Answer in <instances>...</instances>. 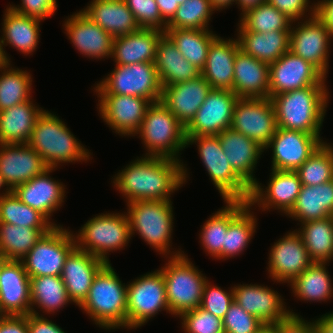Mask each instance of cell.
Instances as JSON below:
<instances>
[{"instance_id":"1","label":"cell","mask_w":333,"mask_h":333,"mask_svg":"<svg viewBox=\"0 0 333 333\" xmlns=\"http://www.w3.org/2000/svg\"><path fill=\"white\" fill-rule=\"evenodd\" d=\"M184 163L165 157L141 156L113 178V183L127 203L136 201H171L172 193L186 184Z\"/></svg>"},{"instance_id":"2","label":"cell","mask_w":333,"mask_h":333,"mask_svg":"<svg viewBox=\"0 0 333 333\" xmlns=\"http://www.w3.org/2000/svg\"><path fill=\"white\" fill-rule=\"evenodd\" d=\"M270 99L278 128L309 133L324 143L320 131L329 103L327 86H308L272 96Z\"/></svg>"},{"instance_id":"3","label":"cell","mask_w":333,"mask_h":333,"mask_svg":"<svg viewBox=\"0 0 333 333\" xmlns=\"http://www.w3.org/2000/svg\"><path fill=\"white\" fill-rule=\"evenodd\" d=\"M111 263L95 275L87 298L79 306L103 329L126 328L127 284L122 283Z\"/></svg>"},{"instance_id":"4","label":"cell","mask_w":333,"mask_h":333,"mask_svg":"<svg viewBox=\"0 0 333 333\" xmlns=\"http://www.w3.org/2000/svg\"><path fill=\"white\" fill-rule=\"evenodd\" d=\"M27 144L41 156L47 168L57 169L60 163L88 161L92 155L64 121L47 110L37 118Z\"/></svg>"},{"instance_id":"5","label":"cell","mask_w":333,"mask_h":333,"mask_svg":"<svg viewBox=\"0 0 333 333\" xmlns=\"http://www.w3.org/2000/svg\"><path fill=\"white\" fill-rule=\"evenodd\" d=\"M172 201H136L127 203L131 237L137 233L164 257L179 256L183 251H170L173 232ZM173 254V255H172Z\"/></svg>"},{"instance_id":"6","label":"cell","mask_w":333,"mask_h":333,"mask_svg":"<svg viewBox=\"0 0 333 333\" xmlns=\"http://www.w3.org/2000/svg\"><path fill=\"white\" fill-rule=\"evenodd\" d=\"M137 134L147 148L145 156L182 161L179 151L187 148L185 127L162 102L148 107Z\"/></svg>"},{"instance_id":"7","label":"cell","mask_w":333,"mask_h":333,"mask_svg":"<svg viewBox=\"0 0 333 333\" xmlns=\"http://www.w3.org/2000/svg\"><path fill=\"white\" fill-rule=\"evenodd\" d=\"M168 257V262L160 270L164 276L170 314L178 317L201 305L203 288L208 279L185 253Z\"/></svg>"},{"instance_id":"8","label":"cell","mask_w":333,"mask_h":333,"mask_svg":"<svg viewBox=\"0 0 333 333\" xmlns=\"http://www.w3.org/2000/svg\"><path fill=\"white\" fill-rule=\"evenodd\" d=\"M74 233L76 247L110 263L107 254L123 249L131 239L126 213H102L88 220Z\"/></svg>"},{"instance_id":"9","label":"cell","mask_w":333,"mask_h":333,"mask_svg":"<svg viewBox=\"0 0 333 333\" xmlns=\"http://www.w3.org/2000/svg\"><path fill=\"white\" fill-rule=\"evenodd\" d=\"M114 70L94 87L96 95H128L159 102L162 86L154 62L115 64Z\"/></svg>"},{"instance_id":"10","label":"cell","mask_w":333,"mask_h":333,"mask_svg":"<svg viewBox=\"0 0 333 333\" xmlns=\"http://www.w3.org/2000/svg\"><path fill=\"white\" fill-rule=\"evenodd\" d=\"M187 147L198 144L203 165L224 201H248L251 188L234 172L218 135L186 137Z\"/></svg>"},{"instance_id":"11","label":"cell","mask_w":333,"mask_h":333,"mask_svg":"<svg viewBox=\"0 0 333 333\" xmlns=\"http://www.w3.org/2000/svg\"><path fill=\"white\" fill-rule=\"evenodd\" d=\"M127 329L145 325L158 312L170 313L161 270L148 272L127 283Z\"/></svg>"},{"instance_id":"12","label":"cell","mask_w":333,"mask_h":333,"mask_svg":"<svg viewBox=\"0 0 333 333\" xmlns=\"http://www.w3.org/2000/svg\"><path fill=\"white\" fill-rule=\"evenodd\" d=\"M75 247L73 232L63 226L53 227L22 259L25 271L30 278L61 276L65 260Z\"/></svg>"},{"instance_id":"13","label":"cell","mask_w":333,"mask_h":333,"mask_svg":"<svg viewBox=\"0 0 333 333\" xmlns=\"http://www.w3.org/2000/svg\"><path fill=\"white\" fill-rule=\"evenodd\" d=\"M231 128L265 149L278 128L271 99L238 98L234 106Z\"/></svg>"},{"instance_id":"14","label":"cell","mask_w":333,"mask_h":333,"mask_svg":"<svg viewBox=\"0 0 333 333\" xmlns=\"http://www.w3.org/2000/svg\"><path fill=\"white\" fill-rule=\"evenodd\" d=\"M238 98L232 90L211 89L194 118L185 127V136L219 135L230 128Z\"/></svg>"},{"instance_id":"15","label":"cell","mask_w":333,"mask_h":333,"mask_svg":"<svg viewBox=\"0 0 333 333\" xmlns=\"http://www.w3.org/2000/svg\"><path fill=\"white\" fill-rule=\"evenodd\" d=\"M269 73V98L308 86H326L327 77L312 63L291 51L270 64Z\"/></svg>"},{"instance_id":"16","label":"cell","mask_w":333,"mask_h":333,"mask_svg":"<svg viewBox=\"0 0 333 333\" xmlns=\"http://www.w3.org/2000/svg\"><path fill=\"white\" fill-rule=\"evenodd\" d=\"M331 40L332 35L314 15L301 20L295 27L292 23L289 51L312 63L327 77Z\"/></svg>"},{"instance_id":"17","label":"cell","mask_w":333,"mask_h":333,"mask_svg":"<svg viewBox=\"0 0 333 333\" xmlns=\"http://www.w3.org/2000/svg\"><path fill=\"white\" fill-rule=\"evenodd\" d=\"M322 143L315 135L277 128L264 150L272 148L271 170L296 171Z\"/></svg>"},{"instance_id":"18","label":"cell","mask_w":333,"mask_h":333,"mask_svg":"<svg viewBox=\"0 0 333 333\" xmlns=\"http://www.w3.org/2000/svg\"><path fill=\"white\" fill-rule=\"evenodd\" d=\"M101 118L116 134L135 136L140 129L149 100L128 95H97Z\"/></svg>"},{"instance_id":"19","label":"cell","mask_w":333,"mask_h":333,"mask_svg":"<svg viewBox=\"0 0 333 333\" xmlns=\"http://www.w3.org/2000/svg\"><path fill=\"white\" fill-rule=\"evenodd\" d=\"M268 259L269 277L278 283H290L313 263L296 230L274 243Z\"/></svg>"},{"instance_id":"20","label":"cell","mask_w":333,"mask_h":333,"mask_svg":"<svg viewBox=\"0 0 333 333\" xmlns=\"http://www.w3.org/2000/svg\"><path fill=\"white\" fill-rule=\"evenodd\" d=\"M271 171L265 189L259 181L251 188L248 204L251 207L257 204L262 211L272 208L287 215L295 205L302 183L296 171Z\"/></svg>"},{"instance_id":"21","label":"cell","mask_w":333,"mask_h":333,"mask_svg":"<svg viewBox=\"0 0 333 333\" xmlns=\"http://www.w3.org/2000/svg\"><path fill=\"white\" fill-rule=\"evenodd\" d=\"M0 310L5 316L31 313L30 277L22 260L5 259L1 265Z\"/></svg>"},{"instance_id":"22","label":"cell","mask_w":333,"mask_h":333,"mask_svg":"<svg viewBox=\"0 0 333 333\" xmlns=\"http://www.w3.org/2000/svg\"><path fill=\"white\" fill-rule=\"evenodd\" d=\"M234 300L249 314L260 319L267 327L277 324L289 314L298 315L286 309L284 299L272 288L258 284H237L233 286Z\"/></svg>"},{"instance_id":"23","label":"cell","mask_w":333,"mask_h":333,"mask_svg":"<svg viewBox=\"0 0 333 333\" xmlns=\"http://www.w3.org/2000/svg\"><path fill=\"white\" fill-rule=\"evenodd\" d=\"M56 168H47L30 181L22 183L13 189L14 194L24 204L41 213L54 227L51 216L62 206L65 197V186L62 182L50 177Z\"/></svg>"},{"instance_id":"24","label":"cell","mask_w":333,"mask_h":333,"mask_svg":"<svg viewBox=\"0 0 333 333\" xmlns=\"http://www.w3.org/2000/svg\"><path fill=\"white\" fill-rule=\"evenodd\" d=\"M67 18L63 24L65 33L80 54L98 60L112 56L113 36L92 22L81 11Z\"/></svg>"},{"instance_id":"25","label":"cell","mask_w":333,"mask_h":333,"mask_svg":"<svg viewBox=\"0 0 333 333\" xmlns=\"http://www.w3.org/2000/svg\"><path fill=\"white\" fill-rule=\"evenodd\" d=\"M218 137L230 166L252 188L257 183L254 171L264 148L231 127L221 132Z\"/></svg>"},{"instance_id":"26","label":"cell","mask_w":333,"mask_h":333,"mask_svg":"<svg viewBox=\"0 0 333 333\" xmlns=\"http://www.w3.org/2000/svg\"><path fill=\"white\" fill-rule=\"evenodd\" d=\"M210 84L200 75L197 78L162 87V102L186 127L205 101Z\"/></svg>"},{"instance_id":"27","label":"cell","mask_w":333,"mask_h":333,"mask_svg":"<svg viewBox=\"0 0 333 333\" xmlns=\"http://www.w3.org/2000/svg\"><path fill=\"white\" fill-rule=\"evenodd\" d=\"M106 263L75 247L65 260L61 278L70 300L80 306L87 298L95 275Z\"/></svg>"},{"instance_id":"28","label":"cell","mask_w":333,"mask_h":333,"mask_svg":"<svg viewBox=\"0 0 333 333\" xmlns=\"http://www.w3.org/2000/svg\"><path fill=\"white\" fill-rule=\"evenodd\" d=\"M46 169L41 156L27 143L0 144V173L13 189Z\"/></svg>"},{"instance_id":"29","label":"cell","mask_w":333,"mask_h":333,"mask_svg":"<svg viewBox=\"0 0 333 333\" xmlns=\"http://www.w3.org/2000/svg\"><path fill=\"white\" fill-rule=\"evenodd\" d=\"M2 34L0 37V61L10 63V58L4 46L10 45L13 49L25 55L35 52L40 36V19L29 17L13 11L7 7L4 13Z\"/></svg>"},{"instance_id":"30","label":"cell","mask_w":333,"mask_h":333,"mask_svg":"<svg viewBox=\"0 0 333 333\" xmlns=\"http://www.w3.org/2000/svg\"><path fill=\"white\" fill-rule=\"evenodd\" d=\"M239 49L238 39L217 36L212 41L201 71L212 89L233 90L234 61Z\"/></svg>"},{"instance_id":"31","label":"cell","mask_w":333,"mask_h":333,"mask_svg":"<svg viewBox=\"0 0 333 333\" xmlns=\"http://www.w3.org/2000/svg\"><path fill=\"white\" fill-rule=\"evenodd\" d=\"M269 65L239 49L234 61L233 92L239 98H269Z\"/></svg>"},{"instance_id":"32","label":"cell","mask_w":333,"mask_h":333,"mask_svg":"<svg viewBox=\"0 0 333 333\" xmlns=\"http://www.w3.org/2000/svg\"><path fill=\"white\" fill-rule=\"evenodd\" d=\"M80 11L113 37L140 29L124 0H92Z\"/></svg>"},{"instance_id":"33","label":"cell","mask_w":333,"mask_h":333,"mask_svg":"<svg viewBox=\"0 0 333 333\" xmlns=\"http://www.w3.org/2000/svg\"><path fill=\"white\" fill-rule=\"evenodd\" d=\"M163 31L140 28L138 31L114 37L111 58L118 65L155 62L156 46Z\"/></svg>"},{"instance_id":"34","label":"cell","mask_w":333,"mask_h":333,"mask_svg":"<svg viewBox=\"0 0 333 333\" xmlns=\"http://www.w3.org/2000/svg\"><path fill=\"white\" fill-rule=\"evenodd\" d=\"M237 32L240 49L268 65L277 61L289 51L290 30L259 33L248 31L239 22Z\"/></svg>"},{"instance_id":"35","label":"cell","mask_w":333,"mask_h":333,"mask_svg":"<svg viewBox=\"0 0 333 333\" xmlns=\"http://www.w3.org/2000/svg\"><path fill=\"white\" fill-rule=\"evenodd\" d=\"M154 63L162 87L185 82L201 75V71L182 56L165 33L157 43Z\"/></svg>"},{"instance_id":"36","label":"cell","mask_w":333,"mask_h":333,"mask_svg":"<svg viewBox=\"0 0 333 333\" xmlns=\"http://www.w3.org/2000/svg\"><path fill=\"white\" fill-rule=\"evenodd\" d=\"M31 100L0 111V144L28 143L36 120L44 111Z\"/></svg>"},{"instance_id":"37","label":"cell","mask_w":333,"mask_h":333,"mask_svg":"<svg viewBox=\"0 0 333 333\" xmlns=\"http://www.w3.org/2000/svg\"><path fill=\"white\" fill-rule=\"evenodd\" d=\"M226 206L204 222L200 243L210 257L225 260V235L229 224L249 205L248 201H224Z\"/></svg>"},{"instance_id":"38","label":"cell","mask_w":333,"mask_h":333,"mask_svg":"<svg viewBox=\"0 0 333 333\" xmlns=\"http://www.w3.org/2000/svg\"><path fill=\"white\" fill-rule=\"evenodd\" d=\"M287 216L301 223L333 216V180L315 186L302 185Z\"/></svg>"},{"instance_id":"39","label":"cell","mask_w":333,"mask_h":333,"mask_svg":"<svg viewBox=\"0 0 333 333\" xmlns=\"http://www.w3.org/2000/svg\"><path fill=\"white\" fill-rule=\"evenodd\" d=\"M328 263L313 262L288 285L294 296L303 301L320 302L333 297V285L327 270Z\"/></svg>"},{"instance_id":"40","label":"cell","mask_w":333,"mask_h":333,"mask_svg":"<svg viewBox=\"0 0 333 333\" xmlns=\"http://www.w3.org/2000/svg\"><path fill=\"white\" fill-rule=\"evenodd\" d=\"M295 229L313 262L329 263L333 259V216L300 223Z\"/></svg>"},{"instance_id":"41","label":"cell","mask_w":333,"mask_h":333,"mask_svg":"<svg viewBox=\"0 0 333 333\" xmlns=\"http://www.w3.org/2000/svg\"><path fill=\"white\" fill-rule=\"evenodd\" d=\"M182 56L202 71L212 41L218 36L207 29H166L164 32Z\"/></svg>"},{"instance_id":"42","label":"cell","mask_w":333,"mask_h":333,"mask_svg":"<svg viewBox=\"0 0 333 333\" xmlns=\"http://www.w3.org/2000/svg\"><path fill=\"white\" fill-rule=\"evenodd\" d=\"M31 313L39 315L34 306L43 313L55 314L65 305L72 303L61 276H39L30 278Z\"/></svg>"},{"instance_id":"43","label":"cell","mask_w":333,"mask_h":333,"mask_svg":"<svg viewBox=\"0 0 333 333\" xmlns=\"http://www.w3.org/2000/svg\"><path fill=\"white\" fill-rule=\"evenodd\" d=\"M51 229L0 223V252L5 259L22 260Z\"/></svg>"},{"instance_id":"44","label":"cell","mask_w":333,"mask_h":333,"mask_svg":"<svg viewBox=\"0 0 333 333\" xmlns=\"http://www.w3.org/2000/svg\"><path fill=\"white\" fill-rule=\"evenodd\" d=\"M11 63L0 62V111L21 104L32 97L30 72L14 69Z\"/></svg>"},{"instance_id":"45","label":"cell","mask_w":333,"mask_h":333,"mask_svg":"<svg viewBox=\"0 0 333 333\" xmlns=\"http://www.w3.org/2000/svg\"><path fill=\"white\" fill-rule=\"evenodd\" d=\"M296 172L302 185L315 186L333 180V146L326 141Z\"/></svg>"},{"instance_id":"46","label":"cell","mask_w":333,"mask_h":333,"mask_svg":"<svg viewBox=\"0 0 333 333\" xmlns=\"http://www.w3.org/2000/svg\"><path fill=\"white\" fill-rule=\"evenodd\" d=\"M0 223L29 228L54 227L41 213L19 200L14 192L0 198Z\"/></svg>"},{"instance_id":"47","label":"cell","mask_w":333,"mask_h":333,"mask_svg":"<svg viewBox=\"0 0 333 333\" xmlns=\"http://www.w3.org/2000/svg\"><path fill=\"white\" fill-rule=\"evenodd\" d=\"M240 23L248 30L267 33L277 30H290L292 20L268 2L248 10L240 17Z\"/></svg>"},{"instance_id":"48","label":"cell","mask_w":333,"mask_h":333,"mask_svg":"<svg viewBox=\"0 0 333 333\" xmlns=\"http://www.w3.org/2000/svg\"><path fill=\"white\" fill-rule=\"evenodd\" d=\"M213 11L210 0H186L179 5L166 29H209Z\"/></svg>"},{"instance_id":"49","label":"cell","mask_w":333,"mask_h":333,"mask_svg":"<svg viewBox=\"0 0 333 333\" xmlns=\"http://www.w3.org/2000/svg\"><path fill=\"white\" fill-rule=\"evenodd\" d=\"M248 205L228 226L225 235V259L244 252L254 233L257 219Z\"/></svg>"},{"instance_id":"50","label":"cell","mask_w":333,"mask_h":333,"mask_svg":"<svg viewBox=\"0 0 333 333\" xmlns=\"http://www.w3.org/2000/svg\"><path fill=\"white\" fill-rule=\"evenodd\" d=\"M223 327L224 333H260L267 326L234 300L223 318Z\"/></svg>"},{"instance_id":"51","label":"cell","mask_w":333,"mask_h":333,"mask_svg":"<svg viewBox=\"0 0 333 333\" xmlns=\"http://www.w3.org/2000/svg\"><path fill=\"white\" fill-rule=\"evenodd\" d=\"M179 317L185 333H224L223 319L200 306L182 313Z\"/></svg>"},{"instance_id":"52","label":"cell","mask_w":333,"mask_h":333,"mask_svg":"<svg viewBox=\"0 0 333 333\" xmlns=\"http://www.w3.org/2000/svg\"><path fill=\"white\" fill-rule=\"evenodd\" d=\"M140 28L165 32L167 23L162 19L155 0H124Z\"/></svg>"},{"instance_id":"53","label":"cell","mask_w":333,"mask_h":333,"mask_svg":"<svg viewBox=\"0 0 333 333\" xmlns=\"http://www.w3.org/2000/svg\"><path fill=\"white\" fill-rule=\"evenodd\" d=\"M233 301V287L228 292V290H223L217 285H211V282L207 281L203 288L200 307L223 319Z\"/></svg>"},{"instance_id":"54","label":"cell","mask_w":333,"mask_h":333,"mask_svg":"<svg viewBox=\"0 0 333 333\" xmlns=\"http://www.w3.org/2000/svg\"><path fill=\"white\" fill-rule=\"evenodd\" d=\"M266 2L277 8L293 22L308 19L315 14V4L310 5L309 0H266Z\"/></svg>"},{"instance_id":"55","label":"cell","mask_w":333,"mask_h":333,"mask_svg":"<svg viewBox=\"0 0 333 333\" xmlns=\"http://www.w3.org/2000/svg\"><path fill=\"white\" fill-rule=\"evenodd\" d=\"M20 5H10L13 11L40 20H45L55 13L57 9L56 0H21Z\"/></svg>"},{"instance_id":"56","label":"cell","mask_w":333,"mask_h":333,"mask_svg":"<svg viewBox=\"0 0 333 333\" xmlns=\"http://www.w3.org/2000/svg\"><path fill=\"white\" fill-rule=\"evenodd\" d=\"M269 327L273 333H317L314 320L308 322L302 316L292 314Z\"/></svg>"},{"instance_id":"57","label":"cell","mask_w":333,"mask_h":333,"mask_svg":"<svg viewBox=\"0 0 333 333\" xmlns=\"http://www.w3.org/2000/svg\"><path fill=\"white\" fill-rule=\"evenodd\" d=\"M28 333H66L64 330L51 320L42 315H27Z\"/></svg>"},{"instance_id":"58","label":"cell","mask_w":333,"mask_h":333,"mask_svg":"<svg viewBox=\"0 0 333 333\" xmlns=\"http://www.w3.org/2000/svg\"><path fill=\"white\" fill-rule=\"evenodd\" d=\"M315 4V16L333 37V0H322Z\"/></svg>"},{"instance_id":"59","label":"cell","mask_w":333,"mask_h":333,"mask_svg":"<svg viewBox=\"0 0 333 333\" xmlns=\"http://www.w3.org/2000/svg\"><path fill=\"white\" fill-rule=\"evenodd\" d=\"M0 333H28L26 316H5L0 322Z\"/></svg>"},{"instance_id":"60","label":"cell","mask_w":333,"mask_h":333,"mask_svg":"<svg viewBox=\"0 0 333 333\" xmlns=\"http://www.w3.org/2000/svg\"><path fill=\"white\" fill-rule=\"evenodd\" d=\"M162 19L168 23L173 16L175 15V12L177 8L179 7V4H175L174 0H155Z\"/></svg>"},{"instance_id":"61","label":"cell","mask_w":333,"mask_h":333,"mask_svg":"<svg viewBox=\"0 0 333 333\" xmlns=\"http://www.w3.org/2000/svg\"><path fill=\"white\" fill-rule=\"evenodd\" d=\"M314 323L317 333H333V311L321 315Z\"/></svg>"},{"instance_id":"62","label":"cell","mask_w":333,"mask_h":333,"mask_svg":"<svg viewBox=\"0 0 333 333\" xmlns=\"http://www.w3.org/2000/svg\"><path fill=\"white\" fill-rule=\"evenodd\" d=\"M266 0H235V4L240 6V10H242L241 16L246 13L248 10L259 6L260 4L265 3Z\"/></svg>"},{"instance_id":"63","label":"cell","mask_w":333,"mask_h":333,"mask_svg":"<svg viewBox=\"0 0 333 333\" xmlns=\"http://www.w3.org/2000/svg\"><path fill=\"white\" fill-rule=\"evenodd\" d=\"M210 2L211 5L218 11L228 8L230 5L235 3V0H210Z\"/></svg>"},{"instance_id":"64","label":"cell","mask_w":333,"mask_h":333,"mask_svg":"<svg viewBox=\"0 0 333 333\" xmlns=\"http://www.w3.org/2000/svg\"><path fill=\"white\" fill-rule=\"evenodd\" d=\"M6 186V190L4 189L3 193H0V198H3L5 196H8L13 193V188L10 186V184L6 181L4 176L0 173V190ZM2 187V188H1Z\"/></svg>"},{"instance_id":"65","label":"cell","mask_w":333,"mask_h":333,"mask_svg":"<svg viewBox=\"0 0 333 333\" xmlns=\"http://www.w3.org/2000/svg\"><path fill=\"white\" fill-rule=\"evenodd\" d=\"M260 333H273L270 327H266L262 332Z\"/></svg>"},{"instance_id":"66","label":"cell","mask_w":333,"mask_h":333,"mask_svg":"<svg viewBox=\"0 0 333 333\" xmlns=\"http://www.w3.org/2000/svg\"><path fill=\"white\" fill-rule=\"evenodd\" d=\"M4 260H5V258L3 257V255L0 252V268H1V265L3 264Z\"/></svg>"},{"instance_id":"67","label":"cell","mask_w":333,"mask_h":333,"mask_svg":"<svg viewBox=\"0 0 333 333\" xmlns=\"http://www.w3.org/2000/svg\"><path fill=\"white\" fill-rule=\"evenodd\" d=\"M186 0H174L175 4H183Z\"/></svg>"},{"instance_id":"68","label":"cell","mask_w":333,"mask_h":333,"mask_svg":"<svg viewBox=\"0 0 333 333\" xmlns=\"http://www.w3.org/2000/svg\"><path fill=\"white\" fill-rule=\"evenodd\" d=\"M5 317V315L2 313V311L0 310V322L3 320V318Z\"/></svg>"}]
</instances>
